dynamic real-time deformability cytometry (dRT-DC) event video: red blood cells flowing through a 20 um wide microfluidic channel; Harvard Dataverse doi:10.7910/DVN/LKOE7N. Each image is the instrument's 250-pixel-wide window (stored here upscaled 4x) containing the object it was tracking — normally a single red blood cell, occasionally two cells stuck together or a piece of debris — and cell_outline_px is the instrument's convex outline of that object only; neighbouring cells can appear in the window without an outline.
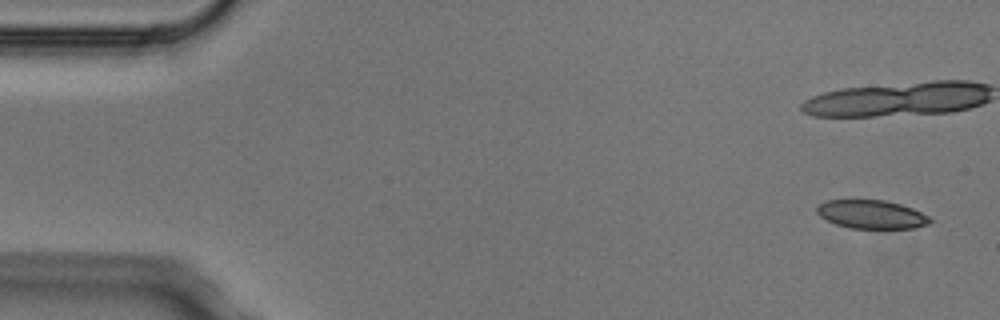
{"species": "Egyptian fruit bat (a non-hibernating species)", "species_latin": "Rousettus aegyptiacus", "temperature_condition": "cold", "stored_images_in_passage": 5, "camera_frame_rate_fps": 3000, "um_per_image_px": 0.085, "animal": {"sex": "male"}, "frame": {"image": 1, "passage_image": 1, "time_ms": 0.0, "image_size_px": [1000, 320], "cell_outline_px": [[932, 220], [928, 224], [916, 228], [852, 228], [836, 224], [820, 216], [816, 212], [816, 208], [820, 204], [828, 200], [884, 200], [900, 204], [912, 208], [928, 216]], "centroid_in_image_um": [74.09, 18.22], "position_along_channel_um": 10.9, "area_um2": 18.61}}